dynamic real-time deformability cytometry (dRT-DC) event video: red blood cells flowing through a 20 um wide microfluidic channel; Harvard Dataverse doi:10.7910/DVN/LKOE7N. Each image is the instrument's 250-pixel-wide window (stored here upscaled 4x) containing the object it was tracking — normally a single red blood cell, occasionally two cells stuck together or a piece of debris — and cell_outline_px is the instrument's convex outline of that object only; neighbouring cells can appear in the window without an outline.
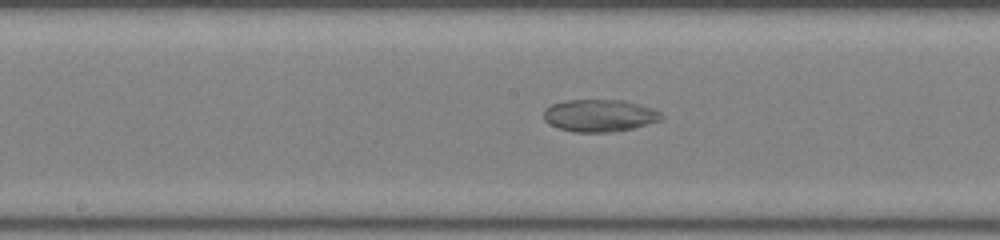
{"species": "common noctule bat (a hibernating species)", "species_latin": "Nyctalus noctula", "temperature_condition": "room temperature", "stored_images_in_passage": 43, "camera_frame_rate_fps": 3000, "um_per_image_px": 0.085, "animal": {"sex": "female", "body_mass_g": 22.0, "forearm_length_mm": 56.7}, "frame": {"image": 1, "passage_image": 20, "time_ms": 6.333, "image_size_px": [1000, 240], "cell_outline_px": [[664, 116], [660, 120], [632, 128], [612, 132], [572, 132], [560, 128], [544, 120], [544, 108], [552, 104], [564, 100], [624, 100], [640, 104], [652, 108], [660, 112]], "centroid_in_image_um": [50.95, 9.81], "position_along_channel_um": 197.2, "area_um2": 22.08}}
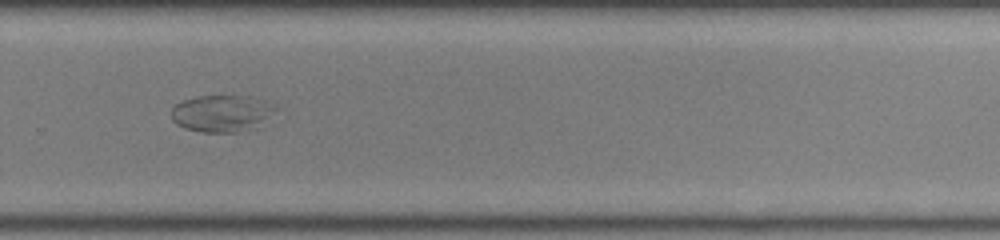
{"frame": {"image": 2, "passage_image": 28, "time_ms": 9.0, "image_size_px": [1000, 240], "cell_outline_px": [[280, 108], [256, 128], [240, 132], [200, 132], [184, 128], [176, 124], [172, 120], [172, 108], [176, 104], [184, 100], [196, 96], [252, 96]], "centroid_in_image_um": [18.87, 9.65], "position_along_channel_um": 310.9, "area_um2": 22.54}}
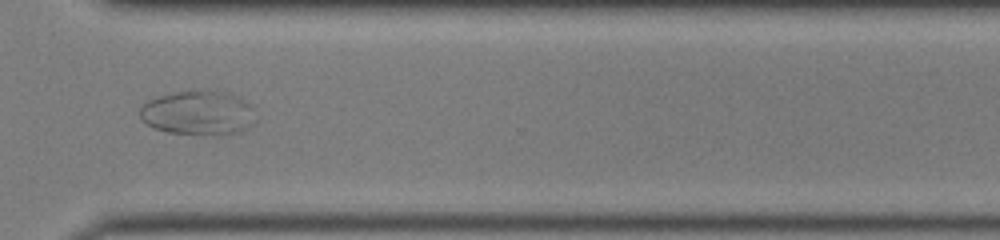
{"frame": {"image": 3, "passage_image": 31, "time_ms": 10.0, "image_size_px": [1000, 240], "cell_outline_px": [[256, 120], [248, 128], [240, 132], [220, 136], [212, 136], [168, 132], [152, 128], [140, 120], [140, 108], [148, 100], [172, 92], [224, 88], [252, 104]], "centroid_in_image_um": [16.91, 9.58], "position_along_channel_um": 353.7, "area_um2": 31.15}}